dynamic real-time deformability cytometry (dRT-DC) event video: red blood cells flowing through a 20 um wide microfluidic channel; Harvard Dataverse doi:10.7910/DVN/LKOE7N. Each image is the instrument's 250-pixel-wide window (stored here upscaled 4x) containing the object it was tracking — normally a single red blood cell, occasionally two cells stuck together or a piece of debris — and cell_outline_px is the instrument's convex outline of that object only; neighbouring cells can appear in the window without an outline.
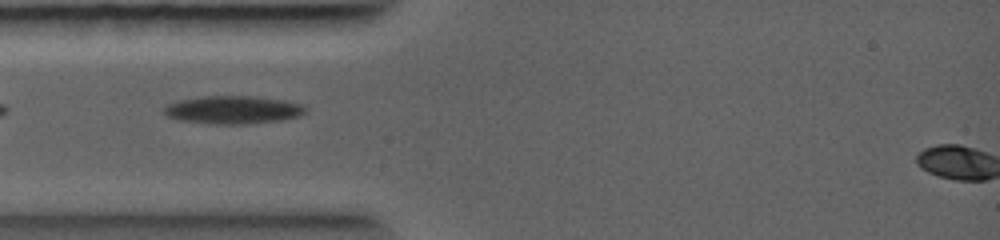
{"species": "common noctule bat (a hibernating species)", "species_latin": "Nyctalus noctula", "temperature_condition": "warm", "stored_images_in_passage": 3, "camera_frame_rate_fps": 5000, "um_per_image_px": 0.085, "animal": {"sex": "female", "body_mass_g": 19.0, "forearm_length_mm": 56.7}, "frame": {"image": 1, "passage_image": 2, "time_ms": 0.6, "image_size_px": [1000, 240], "cell_outline_px": [[308, 112], [300, 116], [280, 120], [248, 124], [208, 124], [180, 120], [168, 116], [160, 112], [164, 104], [176, 100], [204, 96], [252, 96], [284, 100], [300, 104], [308, 108]], "centroid_in_image_um": [19.75, 9.33], "position_along_channel_um": 65.2, "area_um2": 23.52}}